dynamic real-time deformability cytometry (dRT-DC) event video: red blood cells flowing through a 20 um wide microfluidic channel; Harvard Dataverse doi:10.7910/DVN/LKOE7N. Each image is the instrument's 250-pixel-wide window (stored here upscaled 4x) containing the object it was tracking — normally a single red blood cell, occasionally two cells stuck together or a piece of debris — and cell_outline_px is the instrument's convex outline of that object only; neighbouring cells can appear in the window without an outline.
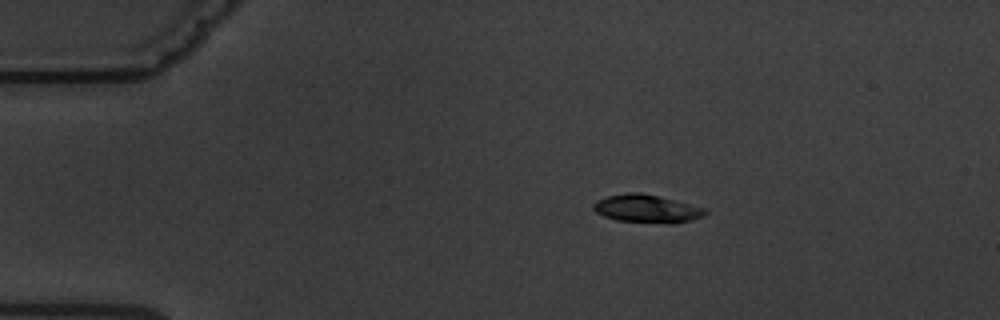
{"species": "common noctule bat (a hibernating species)", "species_latin": "Nyctalus noctula", "temperature_condition": "warm", "stored_images_in_passage": 2, "camera_frame_rate_fps": 3000, "um_per_image_px": 0.085, "animal": {"sex": "male", "body_mass_g": 19.5, "forearm_length_mm": 54.6}, "frame": {"image": 1, "passage_image": 2, "time_ms": 2.0, "image_size_px": [1000, 320], "cell_outline_px": [[708, 212], [704, 216], [672, 224], [668, 224], [616, 220], [604, 216], [596, 212], [592, 208], [592, 204], [596, 200], [608, 196], [628, 192], [640, 192], [704, 208]], "centroid_in_image_um": [54.92, 17.75], "position_along_channel_um": 30.1, "area_um2": 18.03}}